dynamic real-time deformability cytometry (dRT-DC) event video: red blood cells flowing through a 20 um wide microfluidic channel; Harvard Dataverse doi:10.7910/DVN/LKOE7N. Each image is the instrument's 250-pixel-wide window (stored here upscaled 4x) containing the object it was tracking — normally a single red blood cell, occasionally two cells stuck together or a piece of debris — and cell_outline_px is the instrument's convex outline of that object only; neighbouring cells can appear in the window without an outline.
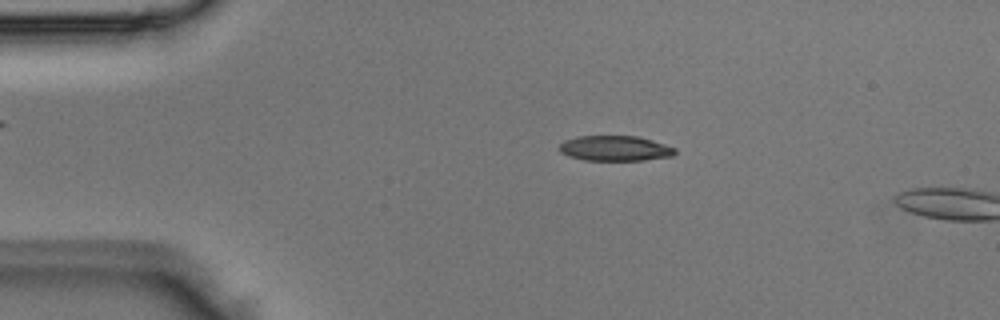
{"species": "Egyptian fruit bat (a non-hibernating species)", "species_latin": "Rousettus aegyptiacus", "temperature_condition": "room temperature", "stored_images_in_passage": 3, "camera_frame_rate_fps": 3000, "um_per_image_px": 0.085, "animal": {"sex": "male"}, "frame": {"image": 1, "passage_image": 2, "time_ms": 0.333, "image_size_px": [1000, 320], "cell_outline_px": [[676, 152], [672, 156], [644, 160], [584, 160], [568, 156], [560, 152], [560, 144], [564, 140], [576, 136], [636, 136], [652, 140], [676, 148]], "centroid_in_image_um": [52.26, 12.61], "position_along_channel_um": 32.7, "area_um2": 16.99}}